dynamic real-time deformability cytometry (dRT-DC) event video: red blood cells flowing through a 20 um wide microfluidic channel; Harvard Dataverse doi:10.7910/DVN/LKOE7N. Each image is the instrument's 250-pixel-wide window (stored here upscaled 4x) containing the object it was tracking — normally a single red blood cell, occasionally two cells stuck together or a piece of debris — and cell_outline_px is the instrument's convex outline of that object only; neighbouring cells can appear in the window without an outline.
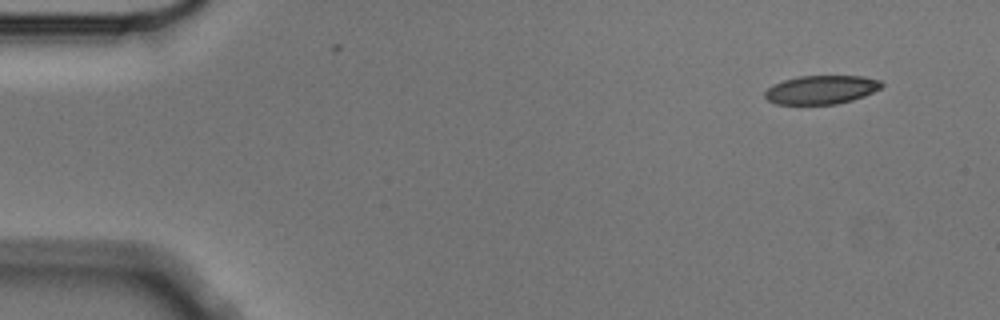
{"species": "Egyptian fruit bat (a non-hibernating species)", "species_latin": "Rousettus aegyptiacus", "temperature_condition": "cold", "stored_images_in_passage": 2, "camera_frame_rate_fps": 3000, "um_per_image_px": 0.085, "animal": {"sex": "male"}, "frame": {"image": 1, "passage_image": 1, "time_ms": 0.0, "image_size_px": [1000, 320], "cell_outline_px": [[884, 84], [880, 88], [864, 96], [852, 100], [836, 104], [776, 104], [768, 100], [764, 96], [764, 92], [772, 84], [784, 80], [800, 76], [864, 76], [880, 80]], "centroid_in_image_um": [69.8, 7.62], "position_along_channel_um": 15.2, "area_um2": 19.48}}